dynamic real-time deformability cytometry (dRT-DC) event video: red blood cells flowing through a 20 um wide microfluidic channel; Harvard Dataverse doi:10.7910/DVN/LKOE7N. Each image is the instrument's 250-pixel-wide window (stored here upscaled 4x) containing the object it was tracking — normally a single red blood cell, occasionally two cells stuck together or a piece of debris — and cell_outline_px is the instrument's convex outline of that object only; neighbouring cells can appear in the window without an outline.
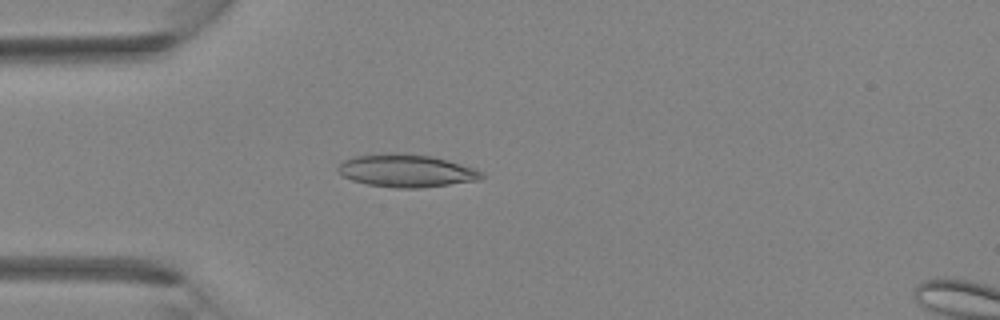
{"species": "Egyptian fruit bat (a non-hibernating species)", "species_latin": "Rousettus aegyptiacus", "temperature_condition": "room temperature", "stored_images_in_passage": 3, "camera_frame_rate_fps": 3000, "um_per_image_px": 0.085, "animal": {"sex": "female"}, "frame": {"image": 1, "passage_image": 2, "time_ms": 1.333, "image_size_px": [1000, 320], "cell_outline_px": [[484, 176], [480, 180], [420, 188], [396, 188], [368, 184], [352, 180], [344, 176], [336, 168], [344, 160], [356, 156], [388, 152], [404, 152], [432, 156], [448, 160], [476, 168], [484, 172]], "centroid_in_image_um": [34.58, 14.5], "position_along_channel_um": 50.4, "area_um2": 27.63}}